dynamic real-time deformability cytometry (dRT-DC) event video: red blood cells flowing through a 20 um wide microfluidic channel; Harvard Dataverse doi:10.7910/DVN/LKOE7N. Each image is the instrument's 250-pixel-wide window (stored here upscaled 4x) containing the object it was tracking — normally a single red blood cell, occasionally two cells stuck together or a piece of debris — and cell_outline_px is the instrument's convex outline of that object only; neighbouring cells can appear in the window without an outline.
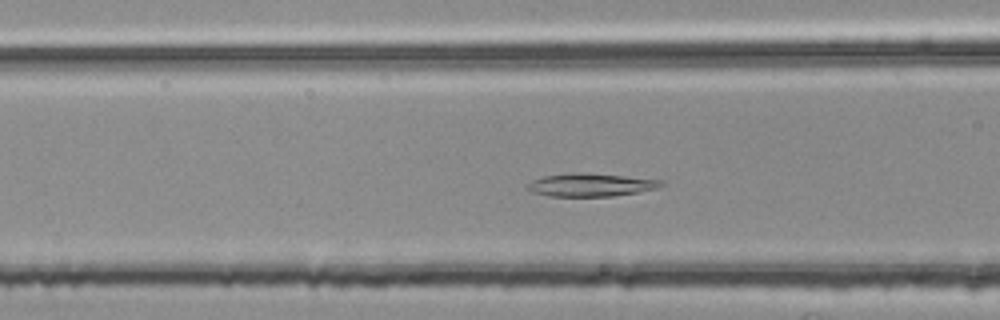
{"species": "common noctule bat (a hibernating species)", "species_latin": "Nyctalus noctula", "temperature_condition": "room temperature", "stored_images_in_passage": 49, "camera_frame_rate_fps": 3000, "um_per_image_px": 0.085, "animal": {"sex": "female", "body_mass_g": 25.1}, "frame": {"image": 1, "passage_image": 18, "time_ms": 5.667, "image_size_px": [1000, 320], "cell_outline_px": [[664, 184], [656, 188], [636, 192], [612, 196], [548, 196], [532, 192], [524, 188], [524, 184], [532, 180], [544, 176], [620, 176], [660, 180]], "centroid_in_image_um": [50.14, 15.78], "position_along_channel_um": 116.5, "area_um2": 16.59}}
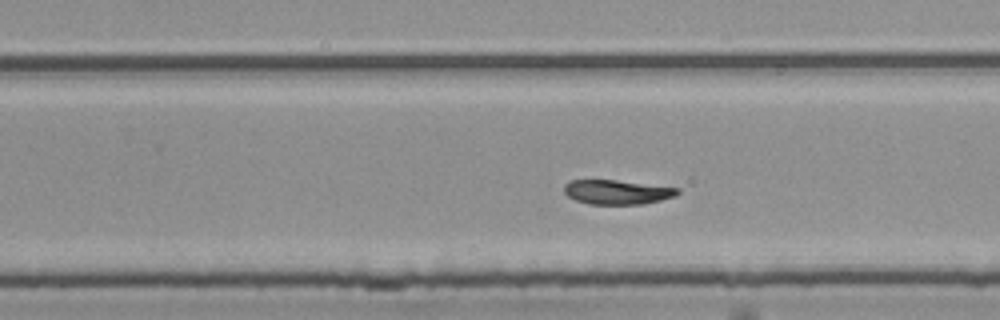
{"frame": {"image": 2, "passage_image": 31, "time_ms": 10.0, "image_size_px": [1000, 320], "cell_outline_px": [[680, 192], [676, 196], [644, 204], [588, 204], [576, 200], [568, 196], [564, 192], [564, 184], [568, 180], [616, 180], [680, 188]], "centroid_in_image_um": [52.45, 16.32], "position_along_channel_um": 277.3, "area_um2": 16.18}}
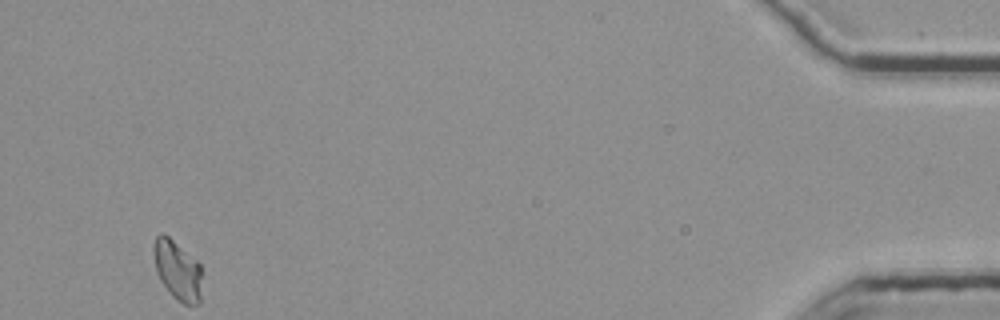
{"frame": {"image": 3, "passage_image": 49, "time_ms": 16.0, "image_size_px": [1000, 320], "cell_outline_px": [[200, 304], [184, 304], [176, 300], [172, 296], [160, 280], [156, 272], [152, 252], [152, 244], [156, 236], [160, 232], [164, 232], [196, 260], [200, 264]], "centroid_in_image_um": [15.03, 22.93], "position_along_channel_um": 420.2, "area_um2": 16.88}, "authors_computed_cell_mechanics": {"area_um2": 17.1088, "velocity_mm_per_s": 3.7296, "shape_relaxation_time_tau1_ms": null, "shape_relaxation_time_tau2_ms": 2.2545, "deformation_change_tau1": null, "deformation_change_tau2": 0.0595}}